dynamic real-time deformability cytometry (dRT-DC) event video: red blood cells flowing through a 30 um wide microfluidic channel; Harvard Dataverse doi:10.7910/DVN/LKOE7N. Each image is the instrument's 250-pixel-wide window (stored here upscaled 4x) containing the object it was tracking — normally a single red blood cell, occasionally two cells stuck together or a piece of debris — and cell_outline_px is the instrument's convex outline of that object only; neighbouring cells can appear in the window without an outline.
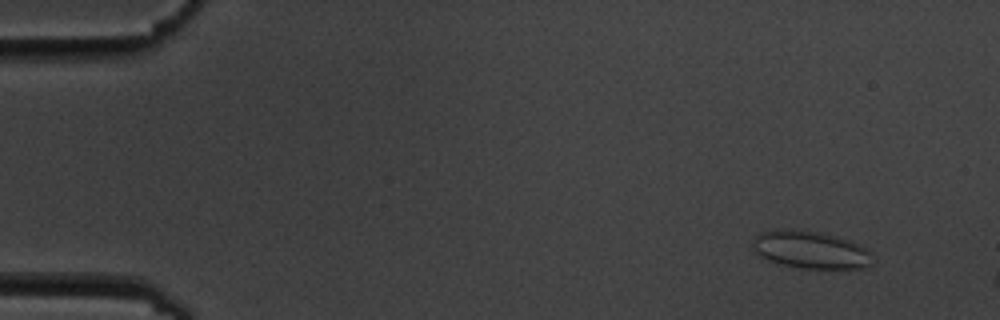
{"species": "common noctule bat (a hibernating species)", "species_latin": "Nyctalus noctula", "temperature_condition": "cold", "stored_images_in_passage": 5, "camera_frame_rate_fps": 3000, "um_per_image_px": 0.085, "animal": {"sex": "male", "body_mass_g": 19.5, "forearm_length_mm": 54.6}, "frame": {"image": 1, "passage_image": 2, "time_ms": 1.0, "image_size_px": [1000, 320], "cell_outline_px": [[872, 264], [868, 268], [800, 268], [780, 264], [768, 260], [752, 252], [752, 240], [760, 232], [776, 228], [784, 228], [816, 232], [836, 236], [852, 240], [864, 248], [872, 256]], "centroid_in_image_um": [68.84, 21.22], "position_along_channel_um": 16.2, "area_um2": 26.47}}